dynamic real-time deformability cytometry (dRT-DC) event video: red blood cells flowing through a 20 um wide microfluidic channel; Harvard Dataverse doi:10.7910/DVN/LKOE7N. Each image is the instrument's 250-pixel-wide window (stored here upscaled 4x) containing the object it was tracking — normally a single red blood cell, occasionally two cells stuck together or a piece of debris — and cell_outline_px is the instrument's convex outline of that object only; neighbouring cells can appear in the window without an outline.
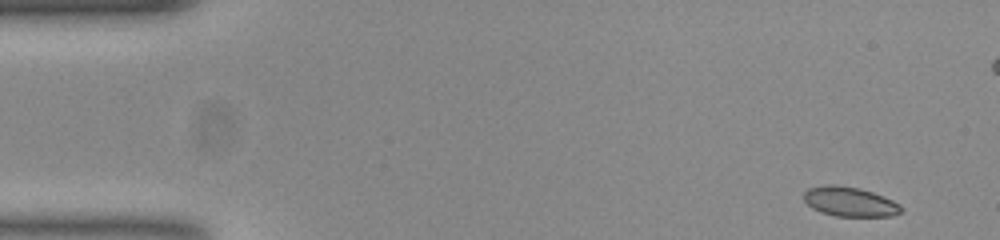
{"species": "common noctule bat (a hibernating species)", "species_latin": "Nyctalus noctula", "temperature_condition": "room temperature", "stored_images_in_passage": 53, "camera_frame_rate_fps": 3000, "um_per_image_px": 0.085, "animal": {"sex": "female", "body_mass_g": 23.0, "forearm_length_mm": 53.4}, "frame": {"image": 1, "passage_image": 1, "time_ms": 0.0, "image_size_px": [1000, 240], "cell_outline_px": [[904, 208], [900, 212], [892, 216], [836, 216], [820, 212], [812, 208], [804, 200], [804, 192], [808, 188], [832, 184], [856, 188], [872, 192], [892, 200], [900, 204]], "centroid_in_image_um": [72.23, 17.15], "position_along_channel_um": 12.8, "area_um2": 16.59}}
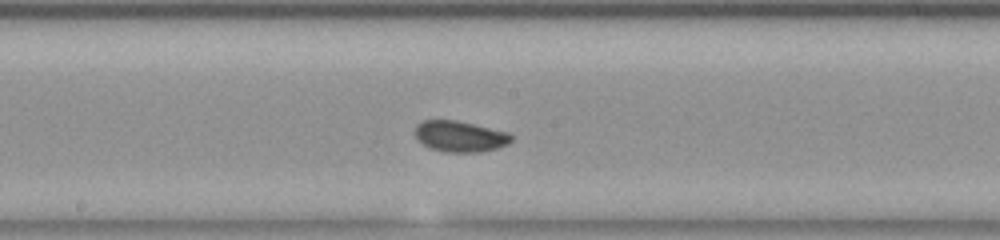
{"frame": {"image": 2, "passage_image": 26, "time_ms": 8.333, "image_size_px": [1000, 240], "cell_outline_px": [[512, 140], [508, 144], [500, 148], [480, 152], [444, 152], [428, 148], [416, 136], [416, 124], [424, 120], [456, 120], [508, 132], [512, 136]], "centroid_in_image_um": [39.12, 11.6], "position_along_channel_um": 209.1, "area_um2": 17.4}}
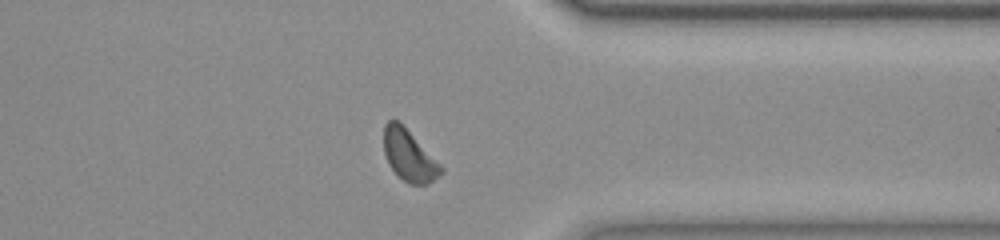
{"frame": {"image": 3, "passage_image": 40, "time_ms": 13.0, "image_size_px": [1000, 240], "cell_outline_px": [[444, 172], [428, 184], [408, 184], [388, 164], [384, 152], [384, 124], [388, 120], [396, 120], [444, 168]], "centroid_in_image_um": [34.76, 13.25], "position_along_channel_um": 376.6, "area_um2": 16.47}, "authors_computed_cell_mechanics": {"area_um2": 16.9354, "velocity_mm_per_s": 3.7465, "shape_relaxation_time_tau1_ms": 2.0853, "shape_relaxation_time_tau2_ms": 4.6644, "deformation_change_tau1": 0.0573, "deformation_change_tau2": 0.0775}}